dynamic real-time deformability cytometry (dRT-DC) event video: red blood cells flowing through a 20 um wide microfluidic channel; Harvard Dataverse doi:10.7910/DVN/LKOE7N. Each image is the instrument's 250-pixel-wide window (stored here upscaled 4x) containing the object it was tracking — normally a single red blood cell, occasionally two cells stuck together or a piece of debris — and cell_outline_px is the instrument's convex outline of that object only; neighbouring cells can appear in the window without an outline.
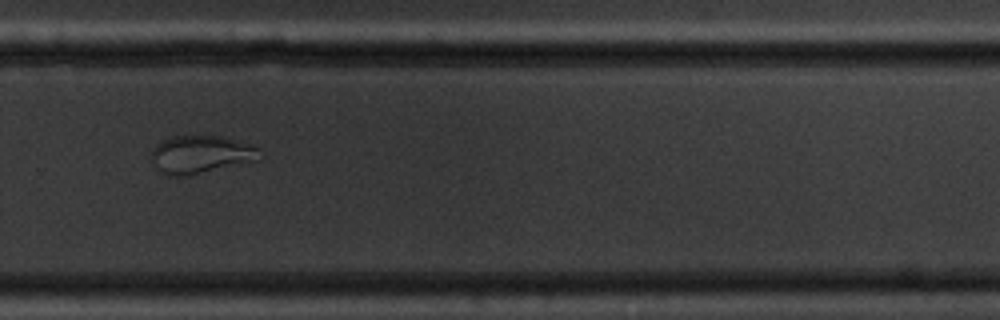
{"species": "common noctule bat (a hibernating species)", "species_latin": "Nyctalus noctula", "temperature_condition": "cold", "stored_images_in_passage": 15, "camera_frame_rate_fps": 3000, "um_per_image_px": 0.085, "animal": {"sex": "male", "body_mass_g": 20.1, "forearm_length_mm": 53.5}, "frame": {"image": 1, "passage_image": 11, "time_ms": 12.0, "image_size_px": [1000, 320], "cell_outline_px": [[264, 156], [260, 160], [180, 176], [164, 176], [156, 168], [152, 160], [152, 148], [160, 140], [172, 136], [220, 136], [252, 144]], "centroid_in_image_um": [17.05, 13.12], "position_along_channel_um": 312.7, "area_um2": 23.87}}
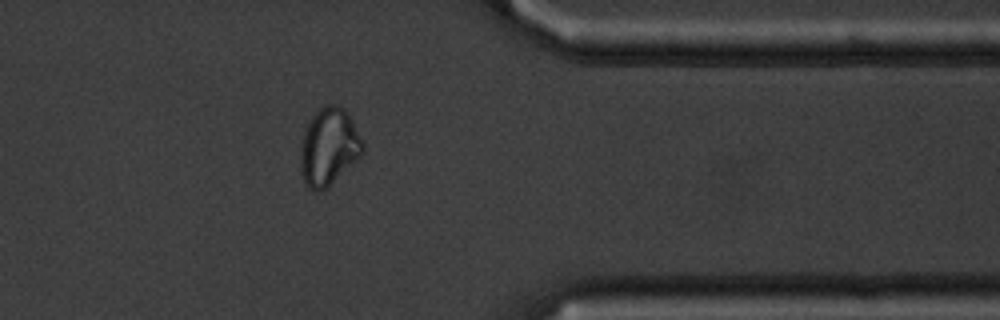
{"frame": {"image": 2, "passage_image": 13, "time_ms": 14.333, "image_size_px": [1000, 320], "cell_outline_px": [[364, 152], [356, 160], [320, 192], [312, 192], [308, 188], [304, 180], [300, 168], [300, 152], [304, 132], [308, 120], [324, 104], [336, 104], [344, 108], [352, 120], [364, 144]], "centroid_in_image_um": [27.93, 12.46], "position_along_channel_um": 383.5, "area_um2": 27.86}, "authors_computed_cell_mechanics": {"area_um2": 27.8596, "velocity_mm_per_s": 3.5369, "shape_relaxation_time_tau1_ms": null, "shape_relaxation_time_tau2_ms": 1.5439, "deformation_change_tau1": null, "deformation_change_tau2": 0.0637}}